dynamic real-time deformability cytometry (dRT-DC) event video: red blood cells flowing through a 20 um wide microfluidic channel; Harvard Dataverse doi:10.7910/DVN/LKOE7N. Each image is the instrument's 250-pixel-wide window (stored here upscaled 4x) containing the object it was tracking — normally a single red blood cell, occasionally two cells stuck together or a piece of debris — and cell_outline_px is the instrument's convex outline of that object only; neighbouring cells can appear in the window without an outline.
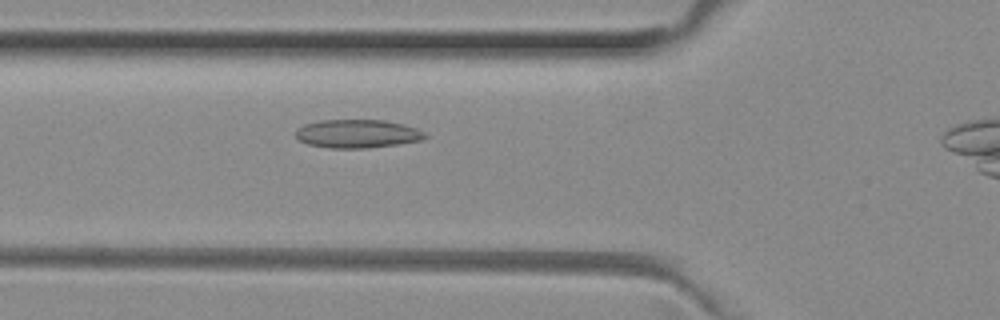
{"species": "common noctule bat (a hibernating species)", "species_latin": "Nyctalus noctula", "temperature_condition": "room temperature", "stored_images_in_passage": 38, "camera_frame_rate_fps": 3000, "um_per_image_px": 0.085, "animal": {"sex": "female", "body_mass_g": 29.2, "forearm_length_mm": 56.3}, "frame": {"image": 1, "passage_image": 11, "time_ms": 3.333, "image_size_px": [1000, 320], "cell_outline_px": [[428, 136], [420, 140], [396, 144], [368, 148], [332, 148], [308, 144], [300, 140], [296, 136], [296, 128], [304, 124], [320, 120], [384, 120], [404, 124], [416, 128], [424, 132]], "centroid_in_image_um": [30.36, 11.36], "position_along_channel_um": 95.4, "area_um2": 21.33}}
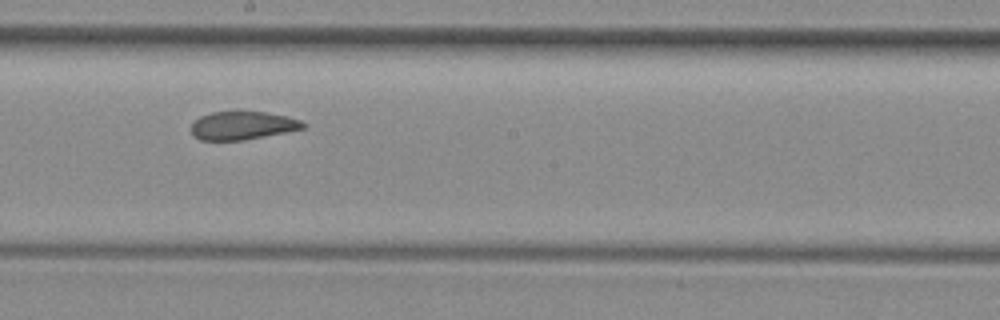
{"frame": {"image": 2, "passage_image": 21, "time_ms": 6.667, "image_size_px": [1000, 320], "cell_outline_px": [[308, 124], [304, 128], [244, 140], [200, 140], [192, 132], [192, 124], [200, 116], [212, 112], [264, 112], [288, 116], [300, 120]], "centroid_in_image_um": [20.64, 10.67], "position_along_channel_um": 227.6, "area_um2": 18.15}}
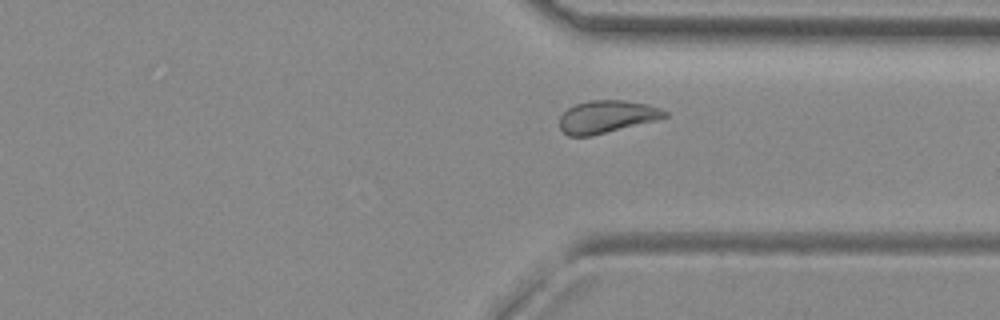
{"frame": {"image": 3, "passage_image": 31, "time_ms": 10.0, "image_size_px": [1000, 320], "cell_outline_px": [[668, 116], [656, 120], [592, 136], [568, 136], [560, 128], [560, 116], [568, 108], [576, 104], [588, 100], [624, 100], [648, 104], [660, 108], [668, 112]], "centroid_in_image_um": [51.58, 9.91], "position_along_channel_um": 359.8, "area_um2": 19.94}, "authors_computed_cell_mechanics": {"area_um2": 20.0855, "velocity_mm_per_s": 3.9655, "shape_relaxation_time_tau1_ms": null, "shape_relaxation_time_tau2_ms": 2.2057, "deformation_change_tau1": null, "deformation_change_tau2": 0.0773}}